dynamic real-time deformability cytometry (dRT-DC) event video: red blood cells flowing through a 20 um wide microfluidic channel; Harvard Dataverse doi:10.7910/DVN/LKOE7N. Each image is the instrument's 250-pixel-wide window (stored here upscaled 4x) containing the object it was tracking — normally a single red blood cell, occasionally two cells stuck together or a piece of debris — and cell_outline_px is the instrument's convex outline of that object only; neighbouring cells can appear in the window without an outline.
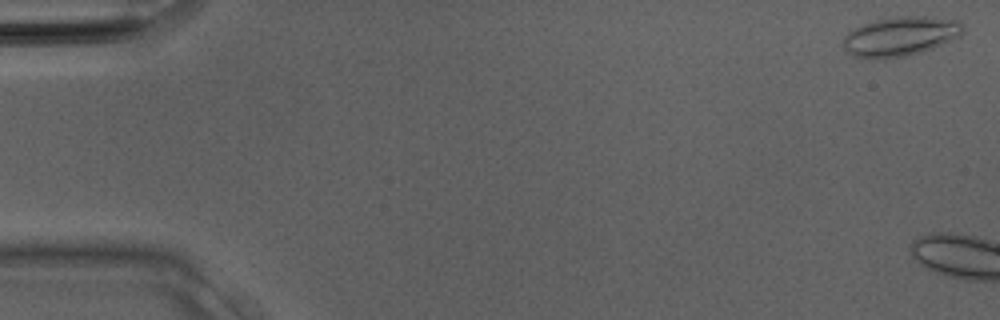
{"species": "Egyptian fruit bat (a non-hibernating species)", "species_latin": "Rousettus aegyptiacus", "temperature_condition": "room temperature", "stored_images_in_passage": 3, "camera_frame_rate_fps": 3000, "um_per_image_px": 0.085, "animal": {"sex": "male"}, "frame": {"image": 1, "passage_image": 1, "time_ms": 0.0, "image_size_px": [1000, 320], "cell_outline_px": [[964, 32], [960, 36], [932, 48], [920, 52], [904, 56], [880, 60], [852, 56], [844, 52], [844, 36], [848, 32], [864, 24], [876, 20], [892, 16], [924, 16], [960, 20], [964, 28]], "centroid_in_image_um": [76.52, 3.09], "position_along_channel_um": 8.5, "area_um2": 27.69}}